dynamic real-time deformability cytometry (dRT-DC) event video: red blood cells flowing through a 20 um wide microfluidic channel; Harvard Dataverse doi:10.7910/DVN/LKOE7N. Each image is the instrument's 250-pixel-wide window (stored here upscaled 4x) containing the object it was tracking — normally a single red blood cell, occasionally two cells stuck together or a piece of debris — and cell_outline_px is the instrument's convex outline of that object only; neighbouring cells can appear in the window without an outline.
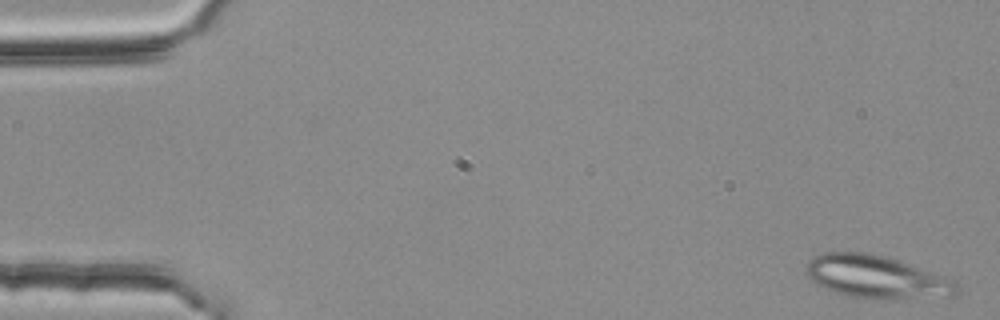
{"species": "common noctule bat (a hibernating species)", "species_latin": "Nyctalus noctula", "temperature_condition": "room temperature", "stored_images_in_passage": 52, "segment_of_instrument_passage": [1, 2], "camera_frame_rate_fps": 3000, "um_per_image_px": 0.085, "animal": {"sex": "female", "body_mass_g": 25.1}, "frame": {"image": 1, "passage_image": 2, "time_ms": 0.333, "image_size_px": [1000, 320], "cell_outline_px": [[960, 292], [952, 296], [892, 300], [888, 300], [848, 296], [824, 288], [812, 280], [804, 272], [804, 268], [808, 260], [824, 252], [868, 252], [884, 256], [948, 276], [956, 280]], "centroid_in_image_um": [74.55, 23.55], "position_along_channel_um": 10.5, "area_um2": 38.15}}